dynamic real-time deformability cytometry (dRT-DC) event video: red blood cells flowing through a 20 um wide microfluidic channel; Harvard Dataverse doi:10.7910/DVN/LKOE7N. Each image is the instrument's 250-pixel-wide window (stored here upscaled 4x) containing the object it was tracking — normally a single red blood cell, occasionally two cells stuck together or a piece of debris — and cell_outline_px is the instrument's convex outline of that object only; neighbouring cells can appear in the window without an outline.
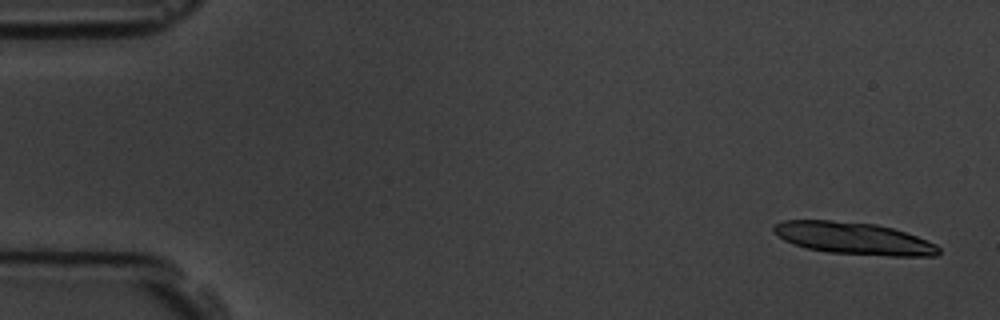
{"species": "common noctule bat (a hibernating species)", "species_latin": "Nyctalus noctula", "temperature_condition": "room temperature", "stored_images_in_passage": 5, "camera_frame_rate_fps": 3000, "um_per_image_px": 0.085, "animal": {"sex": "male", "body_mass_g": 19.5, "forearm_length_mm": 54.6}, "frame": {"image": 1, "passage_image": 1, "time_ms": 0.0, "image_size_px": [1000, 320], "cell_outline_px": [[940, 252], [936, 256], [892, 256], [828, 252], [808, 248], [784, 240], [772, 228], [772, 224], [784, 220], [832, 220], [876, 224], [892, 228], [916, 236], [936, 244], [940, 248]], "centroid_in_image_um": [72.58, 20.25], "position_along_channel_um": 12.4, "area_um2": 30.63}}